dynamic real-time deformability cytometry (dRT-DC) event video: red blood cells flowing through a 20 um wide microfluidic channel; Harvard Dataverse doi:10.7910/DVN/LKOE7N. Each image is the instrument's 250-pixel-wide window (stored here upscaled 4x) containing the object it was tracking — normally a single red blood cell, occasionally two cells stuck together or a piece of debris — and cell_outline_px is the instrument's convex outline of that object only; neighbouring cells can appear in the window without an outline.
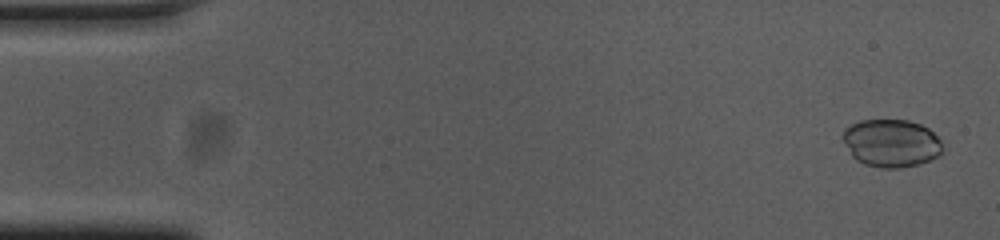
{"species": "common noctule bat (a hibernating species)", "species_latin": "Nyctalus noctula", "temperature_condition": "cold", "stored_images_in_passage": 54, "camera_frame_rate_fps": 3000, "um_per_image_px": 0.085, "animal": {"sex": "female", "body_mass_g": 23.0, "forearm_length_mm": 53.4}, "frame": {"image": 1, "passage_image": 2, "time_ms": 0.333, "image_size_px": [1000, 240], "cell_outline_px": [[944, 148], [936, 156], [920, 164], [900, 168], [880, 168], [864, 164], [856, 160], [852, 156], [840, 136], [844, 128], [860, 120], [908, 120], [920, 124], [928, 128], [940, 140]], "centroid_in_image_um": [75.72, 12.16], "position_along_channel_um": 9.3, "area_um2": 27.92}}
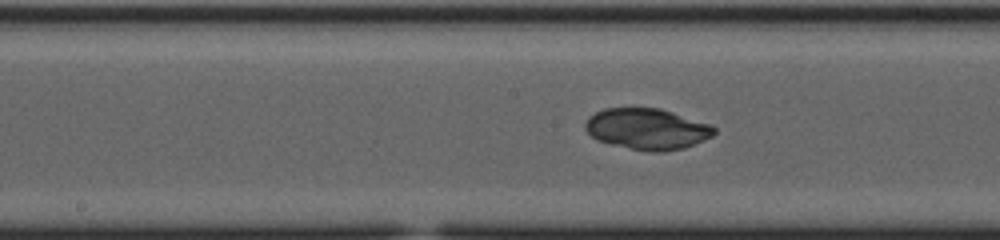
{"frame": {"image": 2, "passage_image": 27, "time_ms": 8.667, "image_size_px": [1000, 240], "cell_outline_px": [[716, 132], [712, 136], [684, 148], [664, 152], [652, 152], [612, 144], [596, 140], [584, 128], [584, 124], [588, 116], [604, 108], [660, 108], [712, 124], [716, 128]], "centroid_in_image_um": [55.01, 10.95], "position_along_channel_um": 193.2, "area_um2": 30.92}}
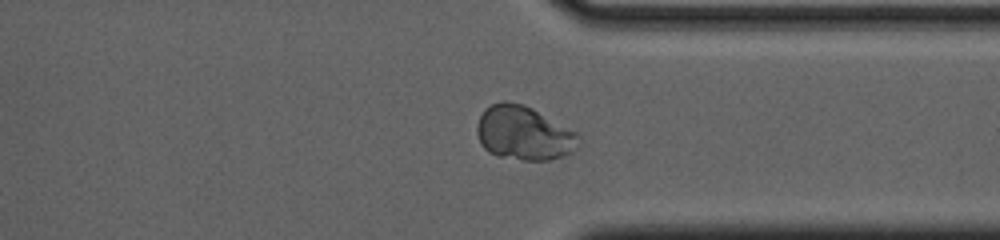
{"frame": {"image": 3, "passage_image": 41, "time_ms": 13.333, "image_size_px": [1000, 240], "cell_outline_px": [[580, 136], [572, 152], [564, 156], [548, 160], [524, 160], [496, 156], [488, 152], [480, 144], [476, 132], [476, 124], [484, 108], [500, 100], [504, 100], [524, 104], [532, 108], [576, 132]], "centroid_in_image_um": [44.46, 11.31], "position_along_channel_um": 366.9, "area_um2": 32.14}}